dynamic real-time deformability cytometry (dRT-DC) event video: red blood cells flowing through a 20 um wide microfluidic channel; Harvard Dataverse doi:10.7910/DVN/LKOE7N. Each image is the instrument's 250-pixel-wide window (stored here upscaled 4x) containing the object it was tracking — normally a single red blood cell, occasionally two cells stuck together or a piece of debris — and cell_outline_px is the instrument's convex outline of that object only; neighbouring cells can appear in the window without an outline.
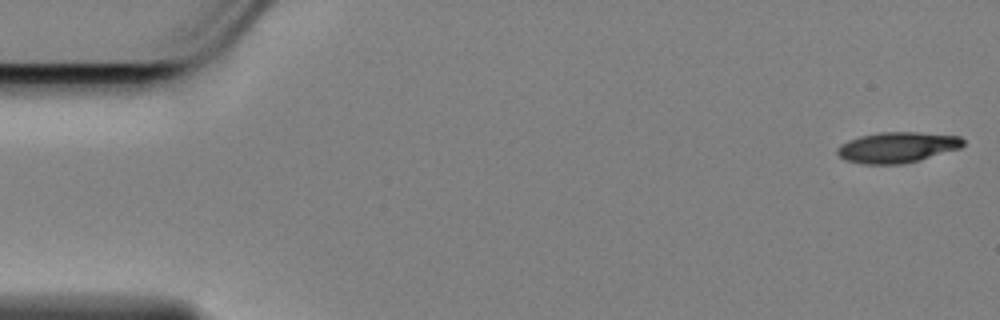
{"species": "Egyptian fruit bat (a non-hibernating species)", "species_latin": "Rousettus aegyptiacus", "temperature_condition": "cold", "stored_images_in_passage": 57, "camera_frame_rate_fps": 3000, "um_per_image_px": 0.085, "animal": {"sex": "female"}, "frame": {"image": 1, "passage_image": 1, "time_ms": 0.0, "image_size_px": [1000, 320], "cell_outline_px": [[964, 144], [960, 148], [920, 160], [904, 164], [864, 164], [844, 160], [836, 152], [836, 148], [840, 144], [848, 140], [860, 136], [880, 132], [916, 132], [960, 136], [964, 140]], "centroid_in_image_um": [76.24, 12.53], "position_along_channel_um": 8.8, "area_um2": 22.6}}
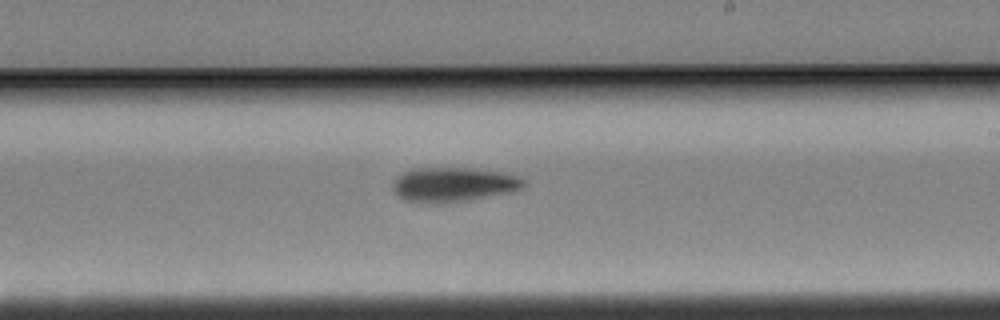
{"frame": {"image": 2, "passage_image": 33, "time_ms": 10.667, "image_size_px": [1000, 320], "cell_outline_px": [[524, 184], [520, 188], [512, 192], [440, 204], [428, 204], [404, 200], [392, 188], [392, 184], [404, 172], [412, 168], [468, 168], [500, 172], [520, 176], [524, 180]], "centroid_in_image_um": [38.52, 15.69], "position_along_channel_um": 250.5, "area_um2": 26.07}}
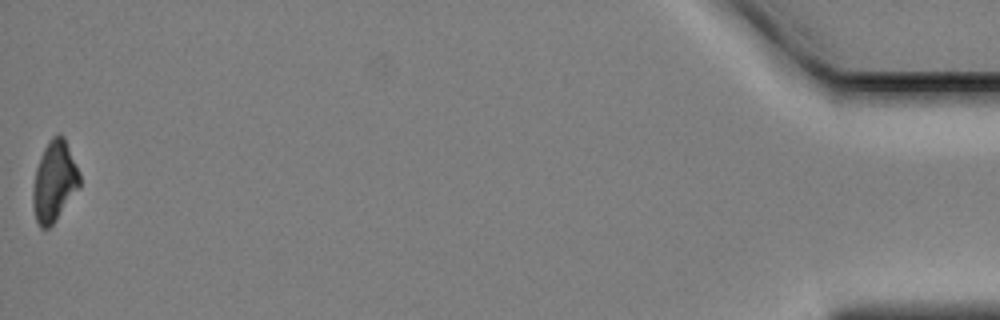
{"frame": {"image": 3, "passage_image": 57, "time_ms": 18.667, "image_size_px": [1000, 320], "cell_outline_px": [[80, 188], [56, 220], [48, 228], [40, 228], [36, 220], [32, 204], [32, 188], [36, 168], [40, 156], [48, 140], [56, 132], [60, 132], [64, 136], [80, 172]], "centroid_in_image_um": [4.62, 15.38], "position_along_channel_um": 430.6, "area_um2": 22.37}, "authors_computed_cell_mechanics": {"area_um2": 24.1026, "velocity_mm_per_s": 3.4393, "shape_relaxation_time_tau1_ms": 2.6623, "shape_relaxation_time_tau2_ms": null, "deformation_change_tau1": 0.1128, "deformation_change_tau2": null}}